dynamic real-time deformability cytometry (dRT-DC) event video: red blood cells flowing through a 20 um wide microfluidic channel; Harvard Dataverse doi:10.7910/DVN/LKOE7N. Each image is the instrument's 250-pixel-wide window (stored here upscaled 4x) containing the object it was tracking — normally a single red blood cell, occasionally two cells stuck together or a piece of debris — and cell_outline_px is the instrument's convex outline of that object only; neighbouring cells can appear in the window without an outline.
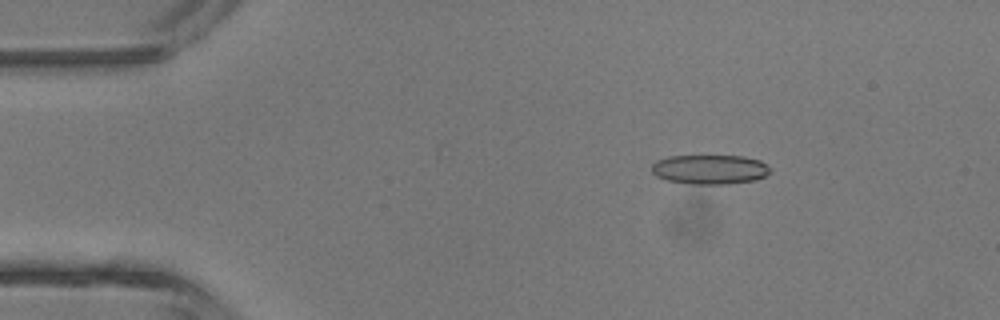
{"species": "common noctule bat (a hibernating species)", "species_latin": "Nyctalus noctula", "temperature_condition": "room temperature", "stored_images_in_passage": 5, "camera_frame_rate_fps": 3000, "um_per_image_px": 0.085, "animal": {"sex": "male", "body_mass_g": 13.3}, "frame": {"image": 1, "passage_image": 2, "time_ms": 1.333, "image_size_px": [1000, 320], "cell_outline_px": [[772, 172], [756, 180], [728, 184], [692, 184], [668, 180], [656, 176], [652, 172], [652, 164], [656, 160], [668, 156], [744, 156], [760, 160], [772, 168]], "centroid_in_image_um": [60.37, 14.4], "position_along_channel_um": 24.6, "area_um2": 20.52}}
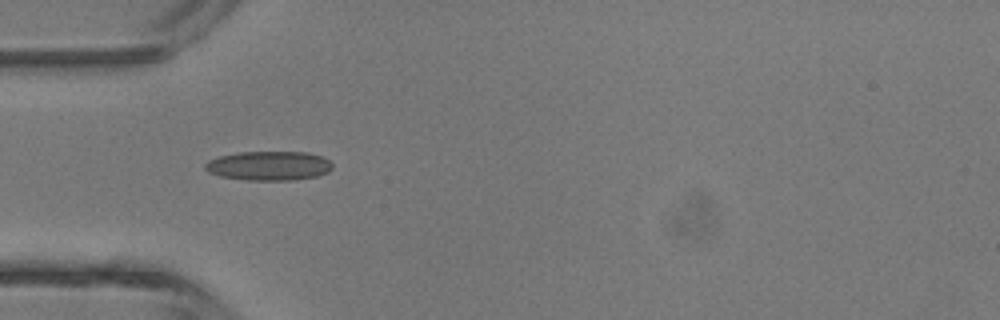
{"frame": {"image": 2, "passage_image": 4, "time_ms": 3.667, "image_size_px": [1000, 320], "cell_outline_px": [[332, 168], [328, 172], [316, 176], [292, 180], [248, 180], [220, 176], [208, 172], [204, 168], [204, 164], [208, 160], [220, 156], [236, 152], [304, 152], [320, 156], [328, 160], [332, 164]], "centroid_in_image_um": [22.82, 14.09], "position_along_channel_um": 62.2, "area_um2": 21.62}}
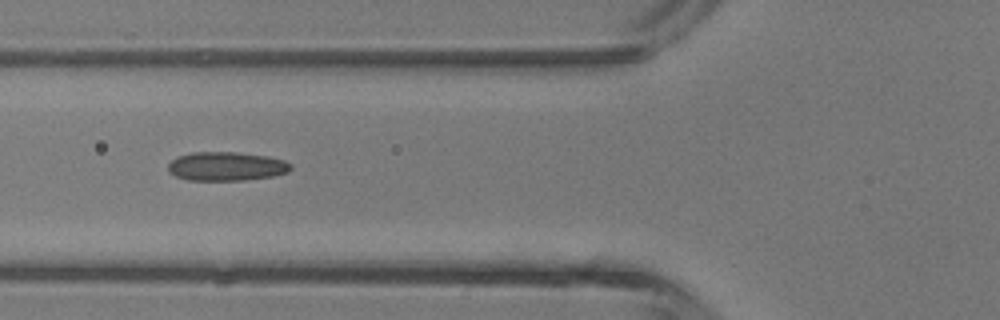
{"frame": {"image": 3, "passage_image": 5, "time_ms": 4.667, "image_size_px": [1000, 320], "cell_outline_px": [[292, 168], [288, 172], [272, 176], [244, 180], [188, 180], [176, 176], [168, 172], [168, 164], [176, 156], [192, 152], [236, 152], [268, 156], [284, 160], [292, 164]], "centroid_in_image_um": [19.23, 14.13], "position_along_channel_um": 106.6, "area_um2": 20.75}}